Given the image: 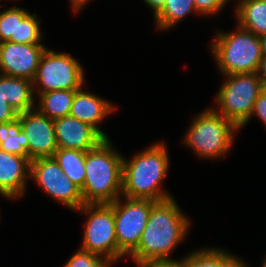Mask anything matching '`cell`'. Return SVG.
Segmentation results:
<instances>
[{
	"mask_svg": "<svg viewBox=\"0 0 266 267\" xmlns=\"http://www.w3.org/2000/svg\"><path fill=\"white\" fill-rule=\"evenodd\" d=\"M190 220L174 197L156 202L137 248L128 256L136 265L152 260L172 259L176 246L186 239Z\"/></svg>",
	"mask_w": 266,
	"mask_h": 267,
	"instance_id": "6da1fadb",
	"label": "cell"
},
{
	"mask_svg": "<svg viewBox=\"0 0 266 267\" xmlns=\"http://www.w3.org/2000/svg\"><path fill=\"white\" fill-rule=\"evenodd\" d=\"M165 142H156L127 160L123 157L122 196L130 199L164 201L173 196L161 184L169 170Z\"/></svg>",
	"mask_w": 266,
	"mask_h": 267,
	"instance_id": "7a4b0ae2",
	"label": "cell"
},
{
	"mask_svg": "<svg viewBox=\"0 0 266 267\" xmlns=\"http://www.w3.org/2000/svg\"><path fill=\"white\" fill-rule=\"evenodd\" d=\"M109 139L86 152L84 204H111L122 196L123 155Z\"/></svg>",
	"mask_w": 266,
	"mask_h": 267,
	"instance_id": "3957f363",
	"label": "cell"
},
{
	"mask_svg": "<svg viewBox=\"0 0 266 267\" xmlns=\"http://www.w3.org/2000/svg\"><path fill=\"white\" fill-rule=\"evenodd\" d=\"M190 123L183 143L199 158L221 159L229 154L239 130L230 120L207 108L196 114Z\"/></svg>",
	"mask_w": 266,
	"mask_h": 267,
	"instance_id": "277c9868",
	"label": "cell"
},
{
	"mask_svg": "<svg viewBox=\"0 0 266 267\" xmlns=\"http://www.w3.org/2000/svg\"><path fill=\"white\" fill-rule=\"evenodd\" d=\"M232 32H217L209 45L223 75L256 73L262 58L259 36L241 28Z\"/></svg>",
	"mask_w": 266,
	"mask_h": 267,
	"instance_id": "5b68a950",
	"label": "cell"
},
{
	"mask_svg": "<svg viewBox=\"0 0 266 267\" xmlns=\"http://www.w3.org/2000/svg\"><path fill=\"white\" fill-rule=\"evenodd\" d=\"M223 77L225 80L214 98L217 107L211 108L241 130L249 123L254 103L264 90V85L257 73H238Z\"/></svg>",
	"mask_w": 266,
	"mask_h": 267,
	"instance_id": "8992f818",
	"label": "cell"
},
{
	"mask_svg": "<svg viewBox=\"0 0 266 267\" xmlns=\"http://www.w3.org/2000/svg\"><path fill=\"white\" fill-rule=\"evenodd\" d=\"M76 211L87 216L80 248L102 256L111 265L118 262L113 205L84 204Z\"/></svg>",
	"mask_w": 266,
	"mask_h": 267,
	"instance_id": "52a82bcc",
	"label": "cell"
},
{
	"mask_svg": "<svg viewBox=\"0 0 266 267\" xmlns=\"http://www.w3.org/2000/svg\"><path fill=\"white\" fill-rule=\"evenodd\" d=\"M84 74L82 65L73 56L47 48L32 81L34 94L38 93L39 96L50 91H76L85 84Z\"/></svg>",
	"mask_w": 266,
	"mask_h": 267,
	"instance_id": "ba28073f",
	"label": "cell"
},
{
	"mask_svg": "<svg viewBox=\"0 0 266 267\" xmlns=\"http://www.w3.org/2000/svg\"><path fill=\"white\" fill-rule=\"evenodd\" d=\"M155 203L149 199H130L124 196L111 203L114 207L118 261L137 248Z\"/></svg>",
	"mask_w": 266,
	"mask_h": 267,
	"instance_id": "9c48e42d",
	"label": "cell"
},
{
	"mask_svg": "<svg viewBox=\"0 0 266 267\" xmlns=\"http://www.w3.org/2000/svg\"><path fill=\"white\" fill-rule=\"evenodd\" d=\"M51 199L75 211L84 205L81 189L74 184L53 157L36 158L30 163V178Z\"/></svg>",
	"mask_w": 266,
	"mask_h": 267,
	"instance_id": "30bf717a",
	"label": "cell"
},
{
	"mask_svg": "<svg viewBox=\"0 0 266 267\" xmlns=\"http://www.w3.org/2000/svg\"><path fill=\"white\" fill-rule=\"evenodd\" d=\"M17 125L28 139L30 160L53 157L58 145L52 119L42 114L37 108H33L19 113Z\"/></svg>",
	"mask_w": 266,
	"mask_h": 267,
	"instance_id": "8fae6325",
	"label": "cell"
},
{
	"mask_svg": "<svg viewBox=\"0 0 266 267\" xmlns=\"http://www.w3.org/2000/svg\"><path fill=\"white\" fill-rule=\"evenodd\" d=\"M46 49L44 44L0 42V74L33 81Z\"/></svg>",
	"mask_w": 266,
	"mask_h": 267,
	"instance_id": "7c38bea8",
	"label": "cell"
},
{
	"mask_svg": "<svg viewBox=\"0 0 266 267\" xmlns=\"http://www.w3.org/2000/svg\"><path fill=\"white\" fill-rule=\"evenodd\" d=\"M53 124L58 148L87 152L105 139L94 127L70 115L53 120Z\"/></svg>",
	"mask_w": 266,
	"mask_h": 267,
	"instance_id": "4fadbf2b",
	"label": "cell"
},
{
	"mask_svg": "<svg viewBox=\"0 0 266 267\" xmlns=\"http://www.w3.org/2000/svg\"><path fill=\"white\" fill-rule=\"evenodd\" d=\"M29 158L0 149V195L6 199L21 198L30 178Z\"/></svg>",
	"mask_w": 266,
	"mask_h": 267,
	"instance_id": "5bb4252c",
	"label": "cell"
},
{
	"mask_svg": "<svg viewBox=\"0 0 266 267\" xmlns=\"http://www.w3.org/2000/svg\"><path fill=\"white\" fill-rule=\"evenodd\" d=\"M83 88L82 86L76 90L69 115L94 127L105 139H108V135L98 126L116 110L115 105L94 93L84 91Z\"/></svg>",
	"mask_w": 266,
	"mask_h": 267,
	"instance_id": "9a60e30c",
	"label": "cell"
},
{
	"mask_svg": "<svg viewBox=\"0 0 266 267\" xmlns=\"http://www.w3.org/2000/svg\"><path fill=\"white\" fill-rule=\"evenodd\" d=\"M35 95L31 80L0 74V96L19 113L35 108Z\"/></svg>",
	"mask_w": 266,
	"mask_h": 267,
	"instance_id": "2e32d148",
	"label": "cell"
},
{
	"mask_svg": "<svg viewBox=\"0 0 266 267\" xmlns=\"http://www.w3.org/2000/svg\"><path fill=\"white\" fill-rule=\"evenodd\" d=\"M234 13L241 28L257 36L266 34V0H243Z\"/></svg>",
	"mask_w": 266,
	"mask_h": 267,
	"instance_id": "e0dca14e",
	"label": "cell"
},
{
	"mask_svg": "<svg viewBox=\"0 0 266 267\" xmlns=\"http://www.w3.org/2000/svg\"><path fill=\"white\" fill-rule=\"evenodd\" d=\"M53 158L61 167L64 175H67L74 184L82 189L86 177V152L76 149L57 148Z\"/></svg>",
	"mask_w": 266,
	"mask_h": 267,
	"instance_id": "ac0fdd59",
	"label": "cell"
},
{
	"mask_svg": "<svg viewBox=\"0 0 266 267\" xmlns=\"http://www.w3.org/2000/svg\"><path fill=\"white\" fill-rule=\"evenodd\" d=\"M75 92L59 90L41 93L35 108L52 120L67 116L70 114Z\"/></svg>",
	"mask_w": 266,
	"mask_h": 267,
	"instance_id": "d6986e66",
	"label": "cell"
},
{
	"mask_svg": "<svg viewBox=\"0 0 266 267\" xmlns=\"http://www.w3.org/2000/svg\"><path fill=\"white\" fill-rule=\"evenodd\" d=\"M192 13H197L194 0H165L164 7L154 17L156 28L167 31Z\"/></svg>",
	"mask_w": 266,
	"mask_h": 267,
	"instance_id": "ffe728a7",
	"label": "cell"
},
{
	"mask_svg": "<svg viewBox=\"0 0 266 267\" xmlns=\"http://www.w3.org/2000/svg\"><path fill=\"white\" fill-rule=\"evenodd\" d=\"M37 14H31L26 9L17 6V29L16 38L8 41L22 44H43L44 33L40 28V20Z\"/></svg>",
	"mask_w": 266,
	"mask_h": 267,
	"instance_id": "44dd1931",
	"label": "cell"
},
{
	"mask_svg": "<svg viewBox=\"0 0 266 267\" xmlns=\"http://www.w3.org/2000/svg\"><path fill=\"white\" fill-rule=\"evenodd\" d=\"M0 149L29 158L28 139L17 121L0 123Z\"/></svg>",
	"mask_w": 266,
	"mask_h": 267,
	"instance_id": "7402d4cb",
	"label": "cell"
},
{
	"mask_svg": "<svg viewBox=\"0 0 266 267\" xmlns=\"http://www.w3.org/2000/svg\"><path fill=\"white\" fill-rule=\"evenodd\" d=\"M186 267H220V249L202 248L186 255Z\"/></svg>",
	"mask_w": 266,
	"mask_h": 267,
	"instance_id": "603a6c76",
	"label": "cell"
},
{
	"mask_svg": "<svg viewBox=\"0 0 266 267\" xmlns=\"http://www.w3.org/2000/svg\"><path fill=\"white\" fill-rule=\"evenodd\" d=\"M113 266L102 256L95 253L78 249L63 267H110Z\"/></svg>",
	"mask_w": 266,
	"mask_h": 267,
	"instance_id": "cb8c5ba5",
	"label": "cell"
},
{
	"mask_svg": "<svg viewBox=\"0 0 266 267\" xmlns=\"http://www.w3.org/2000/svg\"><path fill=\"white\" fill-rule=\"evenodd\" d=\"M17 6L0 11V42L16 38Z\"/></svg>",
	"mask_w": 266,
	"mask_h": 267,
	"instance_id": "d4e9b609",
	"label": "cell"
},
{
	"mask_svg": "<svg viewBox=\"0 0 266 267\" xmlns=\"http://www.w3.org/2000/svg\"><path fill=\"white\" fill-rule=\"evenodd\" d=\"M194 4L198 15L210 17L221 12L227 2L226 0H194Z\"/></svg>",
	"mask_w": 266,
	"mask_h": 267,
	"instance_id": "484cf974",
	"label": "cell"
},
{
	"mask_svg": "<svg viewBox=\"0 0 266 267\" xmlns=\"http://www.w3.org/2000/svg\"><path fill=\"white\" fill-rule=\"evenodd\" d=\"M19 112L0 96V123L18 120Z\"/></svg>",
	"mask_w": 266,
	"mask_h": 267,
	"instance_id": "4316f807",
	"label": "cell"
},
{
	"mask_svg": "<svg viewBox=\"0 0 266 267\" xmlns=\"http://www.w3.org/2000/svg\"><path fill=\"white\" fill-rule=\"evenodd\" d=\"M253 116H257L258 119L261 120L262 123L266 126V90L264 89L259 96L257 97L252 113L250 115V119Z\"/></svg>",
	"mask_w": 266,
	"mask_h": 267,
	"instance_id": "83f0119b",
	"label": "cell"
},
{
	"mask_svg": "<svg viewBox=\"0 0 266 267\" xmlns=\"http://www.w3.org/2000/svg\"><path fill=\"white\" fill-rule=\"evenodd\" d=\"M181 260L165 259V260H152L137 265L138 267H186V256L180 258Z\"/></svg>",
	"mask_w": 266,
	"mask_h": 267,
	"instance_id": "f1b7e54d",
	"label": "cell"
},
{
	"mask_svg": "<svg viewBox=\"0 0 266 267\" xmlns=\"http://www.w3.org/2000/svg\"><path fill=\"white\" fill-rule=\"evenodd\" d=\"M220 267H248V265L236 255L220 249Z\"/></svg>",
	"mask_w": 266,
	"mask_h": 267,
	"instance_id": "f546056e",
	"label": "cell"
},
{
	"mask_svg": "<svg viewBox=\"0 0 266 267\" xmlns=\"http://www.w3.org/2000/svg\"><path fill=\"white\" fill-rule=\"evenodd\" d=\"M146 5L153 10V16L155 17L164 7L165 0H143Z\"/></svg>",
	"mask_w": 266,
	"mask_h": 267,
	"instance_id": "4dcf8cb0",
	"label": "cell"
},
{
	"mask_svg": "<svg viewBox=\"0 0 266 267\" xmlns=\"http://www.w3.org/2000/svg\"><path fill=\"white\" fill-rule=\"evenodd\" d=\"M258 77L262 80L263 85L266 84V56H262L257 70Z\"/></svg>",
	"mask_w": 266,
	"mask_h": 267,
	"instance_id": "1f68e13d",
	"label": "cell"
},
{
	"mask_svg": "<svg viewBox=\"0 0 266 267\" xmlns=\"http://www.w3.org/2000/svg\"><path fill=\"white\" fill-rule=\"evenodd\" d=\"M69 1L75 13H78L83 9V7L86 6V4L90 3V0H69Z\"/></svg>",
	"mask_w": 266,
	"mask_h": 267,
	"instance_id": "d6a6232c",
	"label": "cell"
},
{
	"mask_svg": "<svg viewBox=\"0 0 266 267\" xmlns=\"http://www.w3.org/2000/svg\"><path fill=\"white\" fill-rule=\"evenodd\" d=\"M262 56H266V34L259 36Z\"/></svg>",
	"mask_w": 266,
	"mask_h": 267,
	"instance_id": "836d02e7",
	"label": "cell"
},
{
	"mask_svg": "<svg viewBox=\"0 0 266 267\" xmlns=\"http://www.w3.org/2000/svg\"><path fill=\"white\" fill-rule=\"evenodd\" d=\"M261 267H266V255H265V258L263 259V261L261 263Z\"/></svg>",
	"mask_w": 266,
	"mask_h": 267,
	"instance_id": "e575fe53",
	"label": "cell"
},
{
	"mask_svg": "<svg viewBox=\"0 0 266 267\" xmlns=\"http://www.w3.org/2000/svg\"><path fill=\"white\" fill-rule=\"evenodd\" d=\"M228 1H230V0H226L227 3H228ZM241 1H243V0H238L237 4H239Z\"/></svg>",
	"mask_w": 266,
	"mask_h": 267,
	"instance_id": "d590c367",
	"label": "cell"
}]
</instances>
